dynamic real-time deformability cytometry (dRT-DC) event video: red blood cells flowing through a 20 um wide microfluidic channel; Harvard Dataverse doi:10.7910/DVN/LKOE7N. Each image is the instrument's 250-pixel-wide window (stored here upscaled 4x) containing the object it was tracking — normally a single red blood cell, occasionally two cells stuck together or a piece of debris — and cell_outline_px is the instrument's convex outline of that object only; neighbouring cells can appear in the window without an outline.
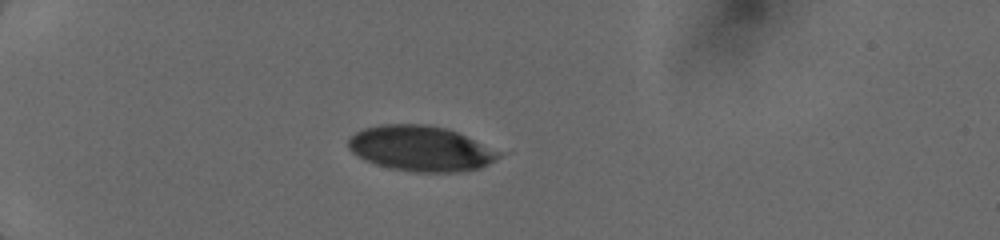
{"species": "human", "species_latin": "Homo sapiens", "temperature_condition": "cold", "stored_images_in_passage": 3, "camera_frame_rate_fps": 3000, "um_per_image_px": 0.085, "donor": {"sex": "female"}, "frame": {"image": 1, "passage_image": 1, "time_ms": 0.0, "image_size_px": [1000, 240], "cell_outline_px": [[504, 152], [500, 156], [488, 164], [480, 168], [456, 172], [416, 172], [388, 168], [376, 164], [352, 152], [348, 148], [348, 140], [356, 132], [364, 128], [380, 124], [424, 124], [444, 128], [456, 132]], "centroid_in_image_um": [35.77, 12.62], "position_along_channel_um": 49.2, "area_um2": 39.54}}
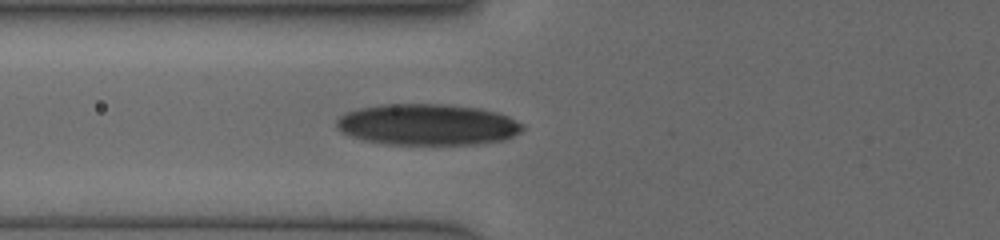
{"frame": {"image": 2, "passage_image": 3, "time_ms": 2.0, "image_size_px": [1000, 240], "cell_outline_px": [[524, 128], [520, 132], [504, 140], [480, 144], [388, 144], [364, 140], [340, 132], [336, 128], [336, 120], [340, 116], [348, 112], [360, 108], [384, 104], [444, 104], [476, 108], [496, 112], [508, 116], [524, 124]], "centroid_in_image_um": [36.34, 10.59], "position_along_channel_um": 89.5, "area_um2": 44.62}}